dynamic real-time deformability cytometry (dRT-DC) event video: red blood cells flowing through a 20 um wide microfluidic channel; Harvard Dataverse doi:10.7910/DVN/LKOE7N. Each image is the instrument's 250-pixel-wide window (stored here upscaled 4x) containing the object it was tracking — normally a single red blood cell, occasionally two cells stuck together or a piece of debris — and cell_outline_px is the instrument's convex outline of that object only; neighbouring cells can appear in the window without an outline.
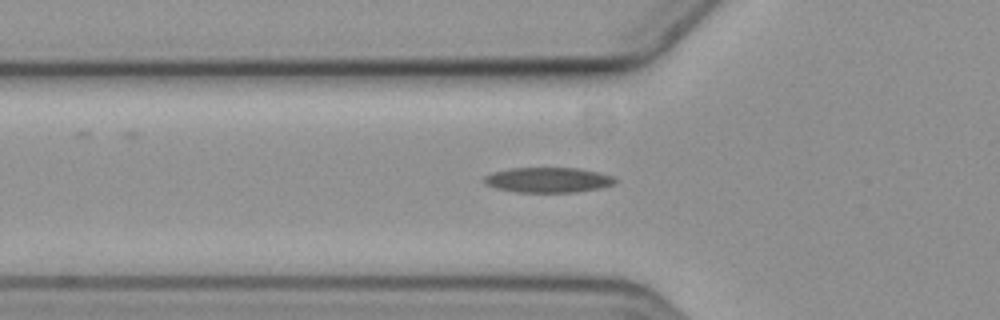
{"species": "common noctule bat (a hibernating species)", "species_latin": "Nyctalus noctula", "temperature_condition": "cold", "stored_images_in_passage": 30, "camera_frame_rate_fps": 3000, "um_per_image_px": 0.085, "animal": {"sex": "female", "body_mass_g": 19.3, "forearm_length_mm": 54.1}, "frame": {"image": 1, "passage_image": 3, "time_ms": 0.667, "image_size_px": [1000, 320], "cell_outline_px": [[620, 180], [612, 184], [600, 188], [576, 192], [516, 192], [496, 188], [484, 184], [484, 176], [492, 172], [512, 168], [580, 168], [612, 176]], "centroid_in_image_um": [46.58, 15.29], "position_along_channel_um": 79.2, "area_um2": 19.19}}
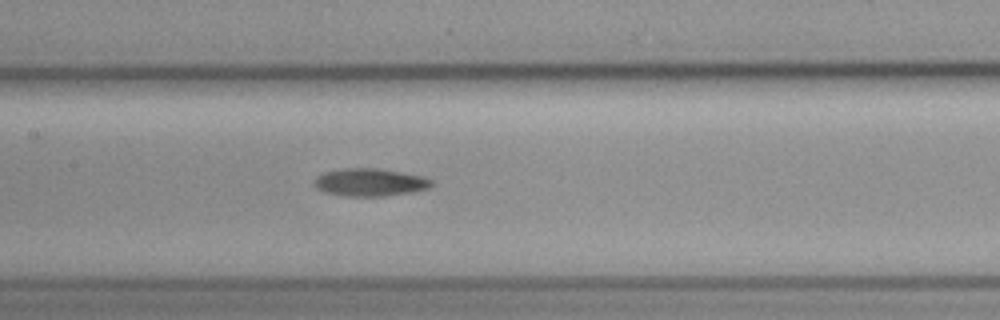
{"frame": {"image": 2, "passage_image": 11, "time_ms": 3.333, "image_size_px": [1000, 320], "cell_outline_px": [[432, 184], [428, 188], [412, 192], [384, 196], [344, 196], [324, 192], [316, 188], [312, 184], [316, 176], [324, 172], [344, 168], [376, 168], [424, 176], [432, 180]], "centroid_in_image_um": [31.4, 15.5], "position_along_channel_um": 176.0, "area_um2": 19.02}}
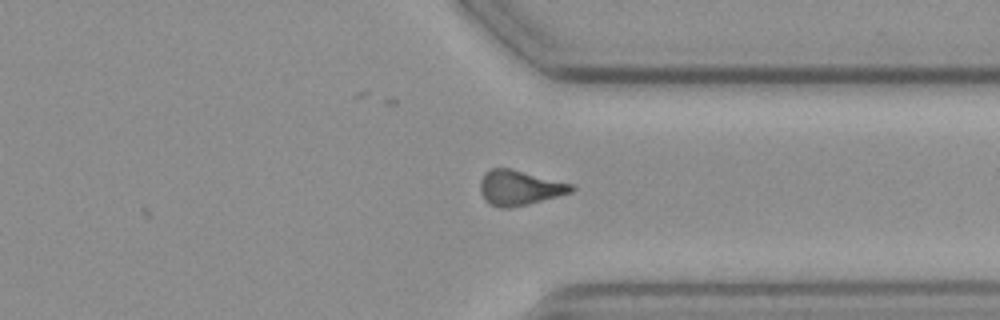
{"frame": {"image": 3, "passage_image": 27, "time_ms": 8.667, "image_size_px": [1000, 320], "cell_outline_px": [[576, 188], [572, 192], [528, 204], [508, 208], [500, 208], [488, 204], [484, 200], [480, 192], [480, 180], [484, 172], [492, 168], [512, 168], [572, 184]], "centroid_in_image_um": [44.12, 15.96], "position_along_channel_um": 367.3, "area_um2": 18.73}, "authors_computed_cell_mechanics": {"area_um2": 18.6405, "velocity_mm_per_s": 3.5987, "shape_relaxation_time_tau1_ms": 6.6992, "shape_relaxation_time_tau2_ms": 8.9219, "deformation_change_tau1": 0.1663, "deformation_change_tau2": 0.1779}}